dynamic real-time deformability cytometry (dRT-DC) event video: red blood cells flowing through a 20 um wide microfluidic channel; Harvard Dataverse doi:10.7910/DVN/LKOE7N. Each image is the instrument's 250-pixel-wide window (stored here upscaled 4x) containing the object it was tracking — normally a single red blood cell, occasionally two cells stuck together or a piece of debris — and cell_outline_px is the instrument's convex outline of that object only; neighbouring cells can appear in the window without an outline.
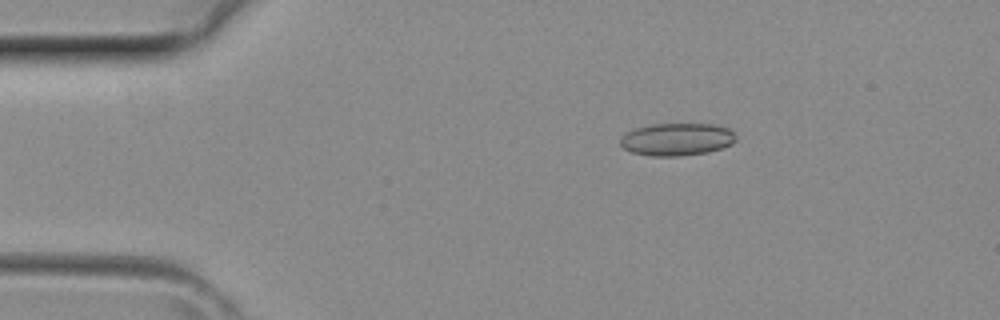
{"species": "common noctule bat (a hibernating species)", "species_latin": "Nyctalus noctula", "temperature_condition": "room temperature", "stored_images_in_passage": 3, "camera_frame_rate_fps": 3000, "um_per_image_px": 0.085, "animal": {"sex": "female", "body_mass_g": 29.2, "forearm_length_mm": 56.3}, "frame": {"image": 1, "passage_image": 2, "time_ms": 0.333, "image_size_px": [1000, 320], "cell_outline_px": [[736, 140], [732, 144], [708, 152], [680, 156], [652, 156], [632, 152], [624, 148], [620, 144], [620, 136], [636, 128], [652, 124], [712, 124], [728, 128], [736, 136]], "centroid_in_image_um": [57.53, 11.84], "position_along_channel_um": 27.5, "area_um2": 21.85}}